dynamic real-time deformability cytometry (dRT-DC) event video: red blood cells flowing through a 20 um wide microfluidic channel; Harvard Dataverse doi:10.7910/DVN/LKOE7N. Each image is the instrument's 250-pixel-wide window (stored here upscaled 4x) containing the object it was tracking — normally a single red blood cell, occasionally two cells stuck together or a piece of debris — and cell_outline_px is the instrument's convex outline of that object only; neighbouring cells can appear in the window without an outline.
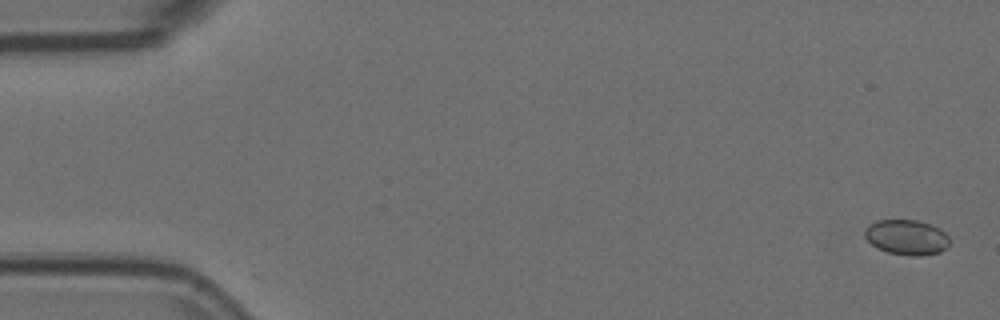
{"species": "Egyptian fruit bat (a non-hibernating species)", "species_latin": "Rousettus aegyptiacus", "temperature_condition": "room temperature", "stored_images_in_passage": 56, "segment_of_instrument_passage": [1, 2], "camera_frame_rate_fps": 3000, "um_per_image_px": 0.085, "animal": {"sex": "female"}, "frame": {"image": 1, "passage_image": 2, "time_ms": 0.333, "image_size_px": [1000, 320], "cell_outline_px": [[948, 248], [940, 252], [920, 256], [908, 256], [888, 252], [876, 248], [864, 236], [864, 228], [868, 224], [876, 220], [916, 220], [932, 224], [940, 228], [948, 236]], "centroid_in_image_um": [77.05, 20.16], "position_along_channel_um": 7.9, "area_um2": 17.63}}
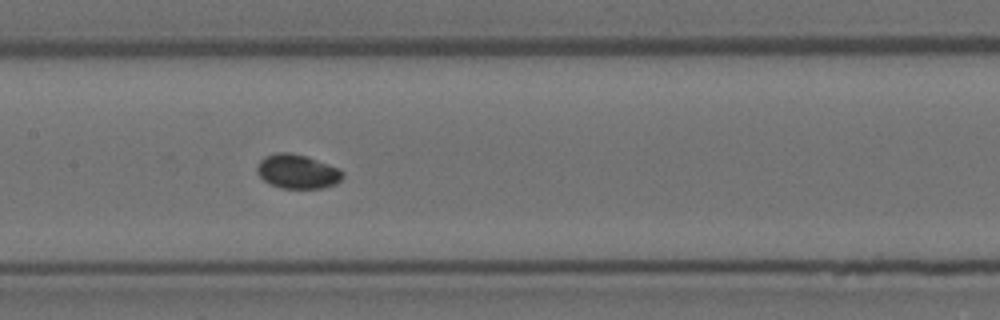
{"frame": {"image": 2, "passage_image": 27, "time_ms": 8.667, "image_size_px": [1000, 320], "cell_outline_px": [[344, 176], [336, 184], [320, 188], [280, 188], [264, 180], [256, 172], [256, 168], [260, 160], [276, 152], [288, 152], [308, 156], [340, 168], [344, 172]], "centroid_in_image_um": [25.31, 14.57], "position_along_channel_um": 182.1, "area_um2": 17.11}}
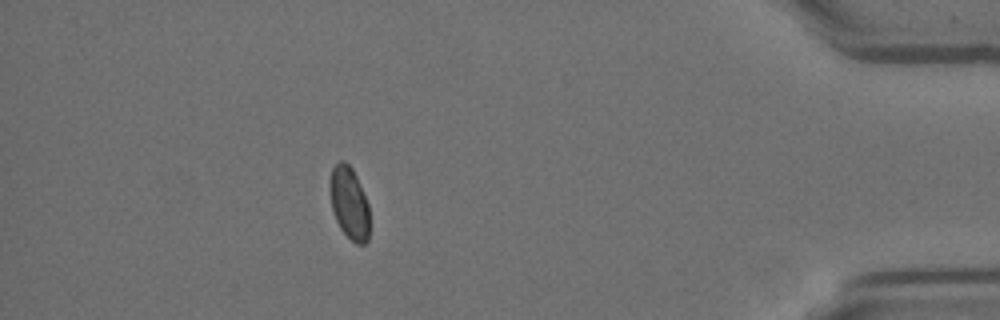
{"frame": {"image": 3, "passage_image": 49, "time_ms": 16.0, "image_size_px": [1000, 320], "cell_outline_px": [[368, 240], [364, 244], [356, 244], [340, 228], [336, 220], [332, 208], [328, 188], [328, 180], [332, 168], [340, 160], [344, 160], [352, 168], [356, 176], [368, 204]], "centroid_in_image_um": [29.65, 17.22], "position_along_channel_um": 405.6, "area_um2": 16.7}}